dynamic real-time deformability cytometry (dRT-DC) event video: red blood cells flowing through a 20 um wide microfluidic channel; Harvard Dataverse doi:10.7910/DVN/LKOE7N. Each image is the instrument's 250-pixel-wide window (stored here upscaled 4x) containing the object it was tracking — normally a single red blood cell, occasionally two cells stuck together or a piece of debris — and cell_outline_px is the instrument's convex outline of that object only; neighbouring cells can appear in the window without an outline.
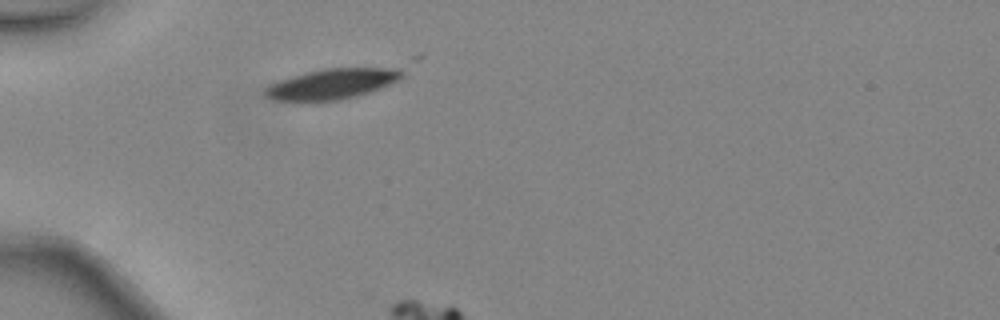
{"species": "common noctule bat (a hibernating species)", "species_latin": "Nyctalus noctula", "temperature_condition": "warm", "stored_images_in_passage": 4, "camera_frame_rate_fps": 3000, "um_per_image_px": 0.085, "animal": {"sex": "female", "body_mass_g": 24.6, "forearm_length_mm": 56.2}, "frame": {"image": 1, "passage_image": 1, "time_ms": 0.0, "image_size_px": [1000, 320], "cell_outline_px": [[404, 76], [400, 80], [380, 88], [356, 96], [340, 100], [316, 104], [300, 104], [272, 100], [264, 96], [264, 88], [268, 84], [292, 76], [324, 68], [404, 68]], "centroid_in_image_um": [28.14, 7.19], "position_along_channel_um": 56.9, "area_um2": 25.37}}